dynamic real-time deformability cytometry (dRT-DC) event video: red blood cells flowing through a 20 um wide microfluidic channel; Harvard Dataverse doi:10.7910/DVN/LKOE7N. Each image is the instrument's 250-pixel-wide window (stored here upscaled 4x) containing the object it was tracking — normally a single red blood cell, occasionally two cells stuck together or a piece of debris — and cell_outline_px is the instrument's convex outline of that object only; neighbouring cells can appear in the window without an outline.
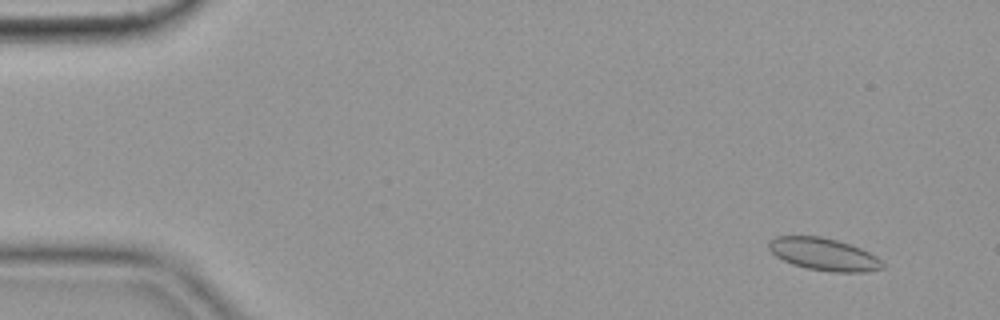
{"species": "common noctule bat (a hibernating species)", "species_latin": "Nyctalus noctula", "temperature_condition": "cold", "stored_images_in_passage": 57, "camera_frame_rate_fps": 3000, "um_per_image_px": 0.085, "animal": {"sex": "female", "body_mass_g": 19.9}, "frame": {"image": 1, "passage_image": 5, "time_ms": 1.333, "image_size_px": [1000, 320], "cell_outline_px": [[880, 268], [852, 272], [844, 272], [808, 268], [784, 260], [772, 252], [768, 244], [772, 240], [780, 236], [816, 236], [848, 244], [868, 252], [880, 260]], "centroid_in_image_um": [69.96, 21.59], "position_along_channel_um": 15.0, "area_um2": 20.06}}
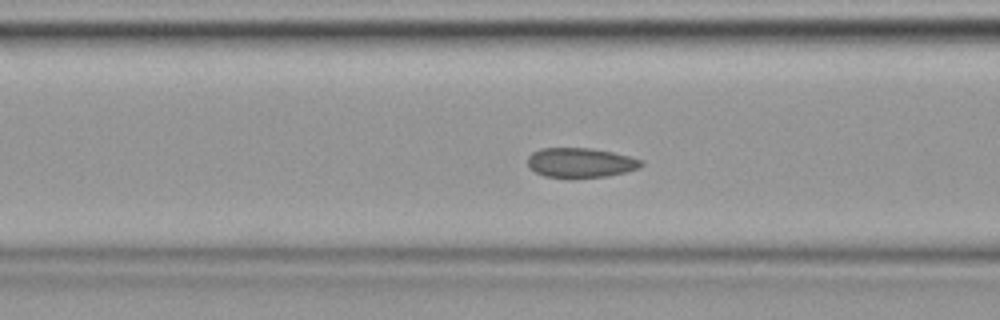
{"frame": {"image": 2, "passage_image": 23, "time_ms": 7.333, "image_size_px": [1000, 320], "cell_outline_px": [[640, 164], [636, 168], [624, 172], [604, 176], [548, 176], [536, 172], [528, 164], [528, 156], [532, 152], [544, 148], [588, 148], [612, 152], [628, 156], [640, 160]], "centroid_in_image_um": [49.29, 13.79], "position_along_channel_um": 117.3, "area_um2": 18.67}}
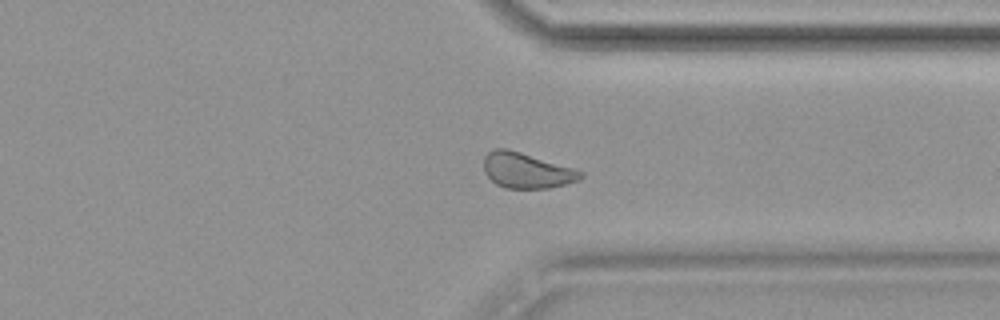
{"frame": {"image": 3, "passage_image": 44, "time_ms": 14.333, "image_size_px": [1000, 320], "cell_outline_px": [[584, 176], [576, 180], [564, 184], [548, 188], [508, 188], [496, 184], [488, 176], [484, 168], [484, 156], [488, 152], [496, 148], [504, 148], [520, 152], [572, 168], [584, 172]], "centroid_in_image_um": [44.74, 14.49], "position_along_channel_um": 366.7, "area_um2": 19.54}, "authors_computed_cell_mechanics": {"area_um2": 19.363, "velocity_mm_per_s": 3.5657, "shape_relaxation_time_tau1_ms": null, "shape_relaxation_time_tau2_ms": 1.8433, "deformation_change_tau1": null, "deformation_change_tau2": 0.0321}}